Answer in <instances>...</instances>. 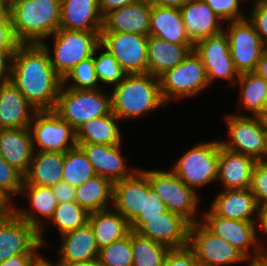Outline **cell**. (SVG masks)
I'll use <instances>...</instances> for the list:
<instances>
[{
  "instance_id": "obj_1",
  "label": "cell",
  "mask_w": 267,
  "mask_h": 266,
  "mask_svg": "<svg viewBox=\"0 0 267 266\" xmlns=\"http://www.w3.org/2000/svg\"><path fill=\"white\" fill-rule=\"evenodd\" d=\"M10 80L37 111L54 110L62 78L42 44L18 46L12 58Z\"/></svg>"
},
{
  "instance_id": "obj_2",
  "label": "cell",
  "mask_w": 267,
  "mask_h": 266,
  "mask_svg": "<svg viewBox=\"0 0 267 266\" xmlns=\"http://www.w3.org/2000/svg\"><path fill=\"white\" fill-rule=\"evenodd\" d=\"M9 10L21 44H41L60 29L61 0H14Z\"/></svg>"
},
{
  "instance_id": "obj_3",
  "label": "cell",
  "mask_w": 267,
  "mask_h": 266,
  "mask_svg": "<svg viewBox=\"0 0 267 266\" xmlns=\"http://www.w3.org/2000/svg\"><path fill=\"white\" fill-rule=\"evenodd\" d=\"M111 111L120 120L137 119L167 105L162 98L160 80L149 73L127 74L113 86Z\"/></svg>"
},
{
  "instance_id": "obj_4",
  "label": "cell",
  "mask_w": 267,
  "mask_h": 266,
  "mask_svg": "<svg viewBox=\"0 0 267 266\" xmlns=\"http://www.w3.org/2000/svg\"><path fill=\"white\" fill-rule=\"evenodd\" d=\"M53 111L77 130L88 120L111 113V96L101 88L75 90L62 85Z\"/></svg>"
},
{
  "instance_id": "obj_5",
  "label": "cell",
  "mask_w": 267,
  "mask_h": 266,
  "mask_svg": "<svg viewBox=\"0 0 267 266\" xmlns=\"http://www.w3.org/2000/svg\"><path fill=\"white\" fill-rule=\"evenodd\" d=\"M51 36L54 42L52 54L46 41L41 44L48 51L50 63L62 79L78 63L93 56L95 47L100 43V32L60 28Z\"/></svg>"
},
{
  "instance_id": "obj_6",
  "label": "cell",
  "mask_w": 267,
  "mask_h": 266,
  "mask_svg": "<svg viewBox=\"0 0 267 266\" xmlns=\"http://www.w3.org/2000/svg\"><path fill=\"white\" fill-rule=\"evenodd\" d=\"M159 80L166 104L173 99L193 97L210 86L204 64L194 50L181 63L162 74Z\"/></svg>"
},
{
  "instance_id": "obj_7",
  "label": "cell",
  "mask_w": 267,
  "mask_h": 266,
  "mask_svg": "<svg viewBox=\"0 0 267 266\" xmlns=\"http://www.w3.org/2000/svg\"><path fill=\"white\" fill-rule=\"evenodd\" d=\"M220 141L201 142L187 150L171 170L190 188L217 181Z\"/></svg>"
},
{
  "instance_id": "obj_8",
  "label": "cell",
  "mask_w": 267,
  "mask_h": 266,
  "mask_svg": "<svg viewBox=\"0 0 267 266\" xmlns=\"http://www.w3.org/2000/svg\"><path fill=\"white\" fill-rule=\"evenodd\" d=\"M149 179V184L166 205L167 210L182 215L191 224L196 223L198 192L188 187L171 169L141 170ZM197 220V221H196Z\"/></svg>"
},
{
  "instance_id": "obj_9",
  "label": "cell",
  "mask_w": 267,
  "mask_h": 266,
  "mask_svg": "<svg viewBox=\"0 0 267 266\" xmlns=\"http://www.w3.org/2000/svg\"><path fill=\"white\" fill-rule=\"evenodd\" d=\"M29 130L34 152H66L78 146L76 130L53 110L36 111Z\"/></svg>"
},
{
  "instance_id": "obj_10",
  "label": "cell",
  "mask_w": 267,
  "mask_h": 266,
  "mask_svg": "<svg viewBox=\"0 0 267 266\" xmlns=\"http://www.w3.org/2000/svg\"><path fill=\"white\" fill-rule=\"evenodd\" d=\"M229 139L220 141L224 148L260 161L266 151L267 131L259 116L229 114L225 116Z\"/></svg>"
},
{
  "instance_id": "obj_11",
  "label": "cell",
  "mask_w": 267,
  "mask_h": 266,
  "mask_svg": "<svg viewBox=\"0 0 267 266\" xmlns=\"http://www.w3.org/2000/svg\"><path fill=\"white\" fill-rule=\"evenodd\" d=\"M200 266H221L249 261L231 243L210 231L201 221L189 228V245Z\"/></svg>"
},
{
  "instance_id": "obj_12",
  "label": "cell",
  "mask_w": 267,
  "mask_h": 266,
  "mask_svg": "<svg viewBox=\"0 0 267 266\" xmlns=\"http://www.w3.org/2000/svg\"><path fill=\"white\" fill-rule=\"evenodd\" d=\"M228 31L231 57L236 70L241 73L255 72L259 59L267 46L262 42L248 18L230 21Z\"/></svg>"
},
{
  "instance_id": "obj_13",
  "label": "cell",
  "mask_w": 267,
  "mask_h": 266,
  "mask_svg": "<svg viewBox=\"0 0 267 266\" xmlns=\"http://www.w3.org/2000/svg\"><path fill=\"white\" fill-rule=\"evenodd\" d=\"M100 43L116 58L127 74L147 73V35L100 32Z\"/></svg>"
},
{
  "instance_id": "obj_14",
  "label": "cell",
  "mask_w": 267,
  "mask_h": 266,
  "mask_svg": "<svg viewBox=\"0 0 267 266\" xmlns=\"http://www.w3.org/2000/svg\"><path fill=\"white\" fill-rule=\"evenodd\" d=\"M38 231L13 211L0 214V262L18 254H40Z\"/></svg>"
},
{
  "instance_id": "obj_15",
  "label": "cell",
  "mask_w": 267,
  "mask_h": 266,
  "mask_svg": "<svg viewBox=\"0 0 267 266\" xmlns=\"http://www.w3.org/2000/svg\"><path fill=\"white\" fill-rule=\"evenodd\" d=\"M201 222L214 234L240 250L249 260L261 253L259 244L262 242L257 235V221H240L218 217L209 209ZM252 247L254 248L253 254L249 252V248Z\"/></svg>"
},
{
  "instance_id": "obj_16",
  "label": "cell",
  "mask_w": 267,
  "mask_h": 266,
  "mask_svg": "<svg viewBox=\"0 0 267 266\" xmlns=\"http://www.w3.org/2000/svg\"><path fill=\"white\" fill-rule=\"evenodd\" d=\"M191 223L182 215L167 210L162 216L146 218L135 232L154 241L165 244L170 249L189 245Z\"/></svg>"
},
{
  "instance_id": "obj_17",
  "label": "cell",
  "mask_w": 267,
  "mask_h": 266,
  "mask_svg": "<svg viewBox=\"0 0 267 266\" xmlns=\"http://www.w3.org/2000/svg\"><path fill=\"white\" fill-rule=\"evenodd\" d=\"M92 164L96 175L109 179L112 183L131 177L137 170L127 167L122 156L121 144H78ZM130 170V171H129Z\"/></svg>"
},
{
  "instance_id": "obj_18",
  "label": "cell",
  "mask_w": 267,
  "mask_h": 266,
  "mask_svg": "<svg viewBox=\"0 0 267 266\" xmlns=\"http://www.w3.org/2000/svg\"><path fill=\"white\" fill-rule=\"evenodd\" d=\"M148 177L138 169L131 177L113 183V208L131 224L144 210Z\"/></svg>"
},
{
  "instance_id": "obj_19",
  "label": "cell",
  "mask_w": 267,
  "mask_h": 266,
  "mask_svg": "<svg viewBox=\"0 0 267 266\" xmlns=\"http://www.w3.org/2000/svg\"><path fill=\"white\" fill-rule=\"evenodd\" d=\"M152 4L143 0L109 11L103 16L101 32L135 33L149 36Z\"/></svg>"
},
{
  "instance_id": "obj_20",
  "label": "cell",
  "mask_w": 267,
  "mask_h": 266,
  "mask_svg": "<svg viewBox=\"0 0 267 266\" xmlns=\"http://www.w3.org/2000/svg\"><path fill=\"white\" fill-rule=\"evenodd\" d=\"M20 194L29 198L30 208L32 209L25 210L20 207L19 209L13 207V212L38 231L39 241L44 245L42 232L45 226L43 222L50 220L58 204L53 194L52 187L30 185L24 181Z\"/></svg>"
},
{
  "instance_id": "obj_21",
  "label": "cell",
  "mask_w": 267,
  "mask_h": 266,
  "mask_svg": "<svg viewBox=\"0 0 267 266\" xmlns=\"http://www.w3.org/2000/svg\"><path fill=\"white\" fill-rule=\"evenodd\" d=\"M215 197L208 209L216 216L240 221L258 220L260 207L249 188L223 189Z\"/></svg>"
},
{
  "instance_id": "obj_22",
  "label": "cell",
  "mask_w": 267,
  "mask_h": 266,
  "mask_svg": "<svg viewBox=\"0 0 267 266\" xmlns=\"http://www.w3.org/2000/svg\"><path fill=\"white\" fill-rule=\"evenodd\" d=\"M36 111L11 80L0 82V129L29 128Z\"/></svg>"
},
{
  "instance_id": "obj_23",
  "label": "cell",
  "mask_w": 267,
  "mask_h": 266,
  "mask_svg": "<svg viewBox=\"0 0 267 266\" xmlns=\"http://www.w3.org/2000/svg\"><path fill=\"white\" fill-rule=\"evenodd\" d=\"M180 10L186 33L194 44L224 30L223 21L203 0H189Z\"/></svg>"
},
{
  "instance_id": "obj_24",
  "label": "cell",
  "mask_w": 267,
  "mask_h": 266,
  "mask_svg": "<svg viewBox=\"0 0 267 266\" xmlns=\"http://www.w3.org/2000/svg\"><path fill=\"white\" fill-rule=\"evenodd\" d=\"M102 24L99 0H61V29L101 32Z\"/></svg>"
},
{
  "instance_id": "obj_25",
  "label": "cell",
  "mask_w": 267,
  "mask_h": 266,
  "mask_svg": "<svg viewBox=\"0 0 267 266\" xmlns=\"http://www.w3.org/2000/svg\"><path fill=\"white\" fill-rule=\"evenodd\" d=\"M256 162L254 158L230 151L220 143L217 181L222 183L224 190L248 189Z\"/></svg>"
},
{
  "instance_id": "obj_26",
  "label": "cell",
  "mask_w": 267,
  "mask_h": 266,
  "mask_svg": "<svg viewBox=\"0 0 267 266\" xmlns=\"http://www.w3.org/2000/svg\"><path fill=\"white\" fill-rule=\"evenodd\" d=\"M0 155L25 175L34 155L29 128L0 129Z\"/></svg>"
},
{
  "instance_id": "obj_27",
  "label": "cell",
  "mask_w": 267,
  "mask_h": 266,
  "mask_svg": "<svg viewBox=\"0 0 267 266\" xmlns=\"http://www.w3.org/2000/svg\"><path fill=\"white\" fill-rule=\"evenodd\" d=\"M194 44L168 43L164 39L148 36L147 73L160 77L181 63L193 50Z\"/></svg>"
},
{
  "instance_id": "obj_28",
  "label": "cell",
  "mask_w": 267,
  "mask_h": 266,
  "mask_svg": "<svg viewBox=\"0 0 267 266\" xmlns=\"http://www.w3.org/2000/svg\"><path fill=\"white\" fill-rule=\"evenodd\" d=\"M99 248L96 243L91 225L74 229L61 235L58 248V263H73L95 260L98 258Z\"/></svg>"
},
{
  "instance_id": "obj_29",
  "label": "cell",
  "mask_w": 267,
  "mask_h": 266,
  "mask_svg": "<svg viewBox=\"0 0 267 266\" xmlns=\"http://www.w3.org/2000/svg\"><path fill=\"white\" fill-rule=\"evenodd\" d=\"M149 35L174 44H194L188 37L181 10L152 5Z\"/></svg>"
},
{
  "instance_id": "obj_30",
  "label": "cell",
  "mask_w": 267,
  "mask_h": 266,
  "mask_svg": "<svg viewBox=\"0 0 267 266\" xmlns=\"http://www.w3.org/2000/svg\"><path fill=\"white\" fill-rule=\"evenodd\" d=\"M64 152H34L24 181L30 185L53 187L62 181Z\"/></svg>"
},
{
  "instance_id": "obj_31",
  "label": "cell",
  "mask_w": 267,
  "mask_h": 266,
  "mask_svg": "<svg viewBox=\"0 0 267 266\" xmlns=\"http://www.w3.org/2000/svg\"><path fill=\"white\" fill-rule=\"evenodd\" d=\"M120 119L113 113L83 123L77 130L78 144H122V133L118 127Z\"/></svg>"
},
{
  "instance_id": "obj_32",
  "label": "cell",
  "mask_w": 267,
  "mask_h": 266,
  "mask_svg": "<svg viewBox=\"0 0 267 266\" xmlns=\"http://www.w3.org/2000/svg\"><path fill=\"white\" fill-rule=\"evenodd\" d=\"M88 223L91 225L99 249L123 238L131 230L128 221L111 208L90 213Z\"/></svg>"
},
{
  "instance_id": "obj_33",
  "label": "cell",
  "mask_w": 267,
  "mask_h": 266,
  "mask_svg": "<svg viewBox=\"0 0 267 266\" xmlns=\"http://www.w3.org/2000/svg\"><path fill=\"white\" fill-rule=\"evenodd\" d=\"M76 203L89 213L105 210L110 206L112 208L113 183L107 178L95 175L76 187Z\"/></svg>"
},
{
  "instance_id": "obj_34",
  "label": "cell",
  "mask_w": 267,
  "mask_h": 266,
  "mask_svg": "<svg viewBox=\"0 0 267 266\" xmlns=\"http://www.w3.org/2000/svg\"><path fill=\"white\" fill-rule=\"evenodd\" d=\"M236 84L240 85L241 107L251 116H259L267 99V81L256 72H246L239 75Z\"/></svg>"
},
{
  "instance_id": "obj_35",
  "label": "cell",
  "mask_w": 267,
  "mask_h": 266,
  "mask_svg": "<svg viewBox=\"0 0 267 266\" xmlns=\"http://www.w3.org/2000/svg\"><path fill=\"white\" fill-rule=\"evenodd\" d=\"M133 266H162L168 246L131 230Z\"/></svg>"
},
{
  "instance_id": "obj_36",
  "label": "cell",
  "mask_w": 267,
  "mask_h": 266,
  "mask_svg": "<svg viewBox=\"0 0 267 266\" xmlns=\"http://www.w3.org/2000/svg\"><path fill=\"white\" fill-rule=\"evenodd\" d=\"M95 175L92 164L79 146L64 152L62 181L76 188Z\"/></svg>"
},
{
  "instance_id": "obj_37",
  "label": "cell",
  "mask_w": 267,
  "mask_h": 266,
  "mask_svg": "<svg viewBox=\"0 0 267 266\" xmlns=\"http://www.w3.org/2000/svg\"><path fill=\"white\" fill-rule=\"evenodd\" d=\"M90 213L76 202L58 203L53 216L48 222L58 228L59 234L85 226L89 222Z\"/></svg>"
},
{
  "instance_id": "obj_38",
  "label": "cell",
  "mask_w": 267,
  "mask_h": 266,
  "mask_svg": "<svg viewBox=\"0 0 267 266\" xmlns=\"http://www.w3.org/2000/svg\"><path fill=\"white\" fill-rule=\"evenodd\" d=\"M99 49L103 50L100 54L97 53ZM93 56L99 84L101 82L106 85L112 84L116 86L126 77L127 73L117 62L116 58L101 43L95 47Z\"/></svg>"
},
{
  "instance_id": "obj_39",
  "label": "cell",
  "mask_w": 267,
  "mask_h": 266,
  "mask_svg": "<svg viewBox=\"0 0 267 266\" xmlns=\"http://www.w3.org/2000/svg\"><path fill=\"white\" fill-rule=\"evenodd\" d=\"M97 259L102 266H133L131 230L123 238L99 249Z\"/></svg>"
},
{
  "instance_id": "obj_40",
  "label": "cell",
  "mask_w": 267,
  "mask_h": 266,
  "mask_svg": "<svg viewBox=\"0 0 267 266\" xmlns=\"http://www.w3.org/2000/svg\"><path fill=\"white\" fill-rule=\"evenodd\" d=\"M67 82H69V84L70 82L72 83L69 86H66ZM62 85L75 90L99 89L100 85L96 77L94 56H91L74 66L62 79Z\"/></svg>"
},
{
  "instance_id": "obj_41",
  "label": "cell",
  "mask_w": 267,
  "mask_h": 266,
  "mask_svg": "<svg viewBox=\"0 0 267 266\" xmlns=\"http://www.w3.org/2000/svg\"><path fill=\"white\" fill-rule=\"evenodd\" d=\"M193 50L201 61L232 59L229 39L224 30L217 35L199 40L194 44Z\"/></svg>"
},
{
  "instance_id": "obj_42",
  "label": "cell",
  "mask_w": 267,
  "mask_h": 266,
  "mask_svg": "<svg viewBox=\"0 0 267 266\" xmlns=\"http://www.w3.org/2000/svg\"><path fill=\"white\" fill-rule=\"evenodd\" d=\"M24 175L0 155V190L11 200L21 193Z\"/></svg>"
},
{
  "instance_id": "obj_43",
  "label": "cell",
  "mask_w": 267,
  "mask_h": 266,
  "mask_svg": "<svg viewBox=\"0 0 267 266\" xmlns=\"http://www.w3.org/2000/svg\"><path fill=\"white\" fill-rule=\"evenodd\" d=\"M206 69L207 79L211 85L217 78L230 81V85L235 86L239 79V72L236 70L233 59L218 61H202Z\"/></svg>"
},
{
  "instance_id": "obj_44",
  "label": "cell",
  "mask_w": 267,
  "mask_h": 266,
  "mask_svg": "<svg viewBox=\"0 0 267 266\" xmlns=\"http://www.w3.org/2000/svg\"><path fill=\"white\" fill-rule=\"evenodd\" d=\"M166 211V205L163 203L162 199L154 193L150 187L148 179V194H144V210L130 224V229L136 231L144 222H146V218L162 216V213Z\"/></svg>"
},
{
  "instance_id": "obj_45",
  "label": "cell",
  "mask_w": 267,
  "mask_h": 266,
  "mask_svg": "<svg viewBox=\"0 0 267 266\" xmlns=\"http://www.w3.org/2000/svg\"><path fill=\"white\" fill-rule=\"evenodd\" d=\"M213 12L223 21H237L247 17L241 13L240 0H203ZM244 1V0H243Z\"/></svg>"
},
{
  "instance_id": "obj_46",
  "label": "cell",
  "mask_w": 267,
  "mask_h": 266,
  "mask_svg": "<svg viewBox=\"0 0 267 266\" xmlns=\"http://www.w3.org/2000/svg\"><path fill=\"white\" fill-rule=\"evenodd\" d=\"M249 189L259 207L267 204V165L261 161H257L254 165Z\"/></svg>"
},
{
  "instance_id": "obj_47",
  "label": "cell",
  "mask_w": 267,
  "mask_h": 266,
  "mask_svg": "<svg viewBox=\"0 0 267 266\" xmlns=\"http://www.w3.org/2000/svg\"><path fill=\"white\" fill-rule=\"evenodd\" d=\"M162 266H200V264L193 250L186 246L170 249Z\"/></svg>"
},
{
  "instance_id": "obj_48",
  "label": "cell",
  "mask_w": 267,
  "mask_h": 266,
  "mask_svg": "<svg viewBox=\"0 0 267 266\" xmlns=\"http://www.w3.org/2000/svg\"><path fill=\"white\" fill-rule=\"evenodd\" d=\"M253 5L247 18L253 24L262 42L267 46V4L254 1Z\"/></svg>"
},
{
  "instance_id": "obj_49",
  "label": "cell",
  "mask_w": 267,
  "mask_h": 266,
  "mask_svg": "<svg viewBox=\"0 0 267 266\" xmlns=\"http://www.w3.org/2000/svg\"><path fill=\"white\" fill-rule=\"evenodd\" d=\"M21 43L17 40L12 22L10 11L0 12V48L17 49Z\"/></svg>"
},
{
  "instance_id": "obj_50",
  "label": "cell",
  "mask_w": 267,
  "mask_h": 266,
  "mask_svg": "<svg viewBox=\"0 0 267 266\" xmlns=\"http://www.w3.org/2000/svg\"><path fill=\"white\" fill-rule=\"evenodd\" d=\"M57 203L76 202V188L71 184L61 181L52 187Z\"/></svg>"
},
{
  "instance_id": "obj_51",
  "label": "cell",
  "mask_w": 267,
  "mask_h": 266,
  "mask_svg": "<svg viewBox=\"0 0 267 266\" xmlns=\"http://www.w3.org/2000/svg\"><path fill=\"white\" fill-rule=\"evenodd\" d=\"M16 50L0 48V82L11 79L12 58Z\"/></svg>"
},
{
  "instance_id": "obj_52",
  "label": "cell",
  "mask_w": 267,
  "mask_h": 266,
  "mask_svg": "<svg viewBox=\"0 0 267 266\" xmlns=\"http://www.w3.org/2000/svg\"><path fill=\"white\" fill-rule=\"evenodd\" d=\"M40 254H18L0 262V266H33Z\"/></svg>"
},
{
  "instance_id": "obj_53",
  "label": "cell",
  "mask_w": 267,
  "mask_h": 266,
  "mask_svg": "<svg viewBox=\"0 0 267 266\" xmlns=\"http://www.w3.org/2000/svg\"><path fill=\"white\" fill-rule=\"evenodd\" d=\"M143 0H99V8L102 16L111 10L131 5Z\"/></svg>"
},
{
  "instance_id": "obj_54",
  "label": "cell",
  "mask_w": 267,
  "mask_h": 266,
  "mask_svg": "<svg viewBox=\"0 0 267 266\" xmlns=\"http://www.w3.org/2000/svg\"><path fill=\"white\" fill-rule=\"evenodd\" d=\"M257 224H259L257 229H260L259 231L264 232L267 237V204L260 207ZM259 246L262 253H267V248L264 247V244H259Z\"/></svg>"
},
{
  "instance_id": "obj_55",
  "label": "cell",
  "mask_w": 267,
  "mask_h": 266,
  "mask_svg": "<svg viewBox=\"0 0 267 266\" xmlns=\"http://www.w3.org/2000/svg\"><path fill=\"white\" fill-rule=\"evenodd\" d=\"M152 5L180 9L189 0H148Z\"/></svg>"
},
{
  "instance_id": "obj_56",
  "label": "cell",
  "mask_w": 267,
  "mask_h": 266,
  "mask_svg": "<svg viewBox=\"0 0 267 266\" xmlns=\"http://www.w3.org/2000/svg\"><path fill=\"white\" fill-rule=\"evenodd\" d=\"M12 200H10L1 190H0V214H6L13 211Z\"/></svg>"
},
{
  "instance_id": "obj_57",
  "label": "cell",
  "mask_w": 267,
  "mask_h": 266,
  "mask_svg": "<svg viewBox=\"0 0 267 266\" xmlns=\"http://www.w3.org/2000/svg\"><path fill=\"white\" fill-rule=\"evenodd\" d=\"M255 72L267 81V48L263 51Z\"/></svg>"
},
{
  "instance_id": "obj_58",
  "label": "cell",
  "mask_w": 267,
  "mask_h": 266,
  "mask_svg": "<svg viewBox=\"0 0 267 266\" xmlns=\"http://www.w3.org/2000/svg\"><path fill=\"white\" fill-rule=\"evenodd\" d=\"M249 266H267V253H260L254 259L248 261Z\"/></svg>"
},
{
  "instance_id": "obj_59",
  "label": "cell",
  "mask_w": 267,
  "mask_h": 266,
  "mask_svg": "<svg viewBox=\"0 0 267 266\" xmlns=\"http://www.w3.org/2000/svg\"><path fill=\"white\" fill-rule=\"evenodd\" d=\"M60 266H102L98 259L85 261V262H73V263H59Z\"/></svg>"
},
{
  "instance_id": "obj_60",
  "label": "cell",
  "mask_w": 267,
  "mask_h": 266,
  "mask_svg": "<svg viewBox=\"0 0 267 266\" xmlns=\"http://www.w3.org/2000/svg\"><path fill=\"white\" fill-rule=\"evenodd\" d=\"M33 266H60V265L58 262H56V264L52 263L43 256L41 257L40 255L39 258L33 263Z\"/></svg>"
},
{
  "instance_id": "obj_61",
  "label": "cell",
  "mask_w": 267,
  "mask_h": 266,
  "mask_svg": "<svg viewBox=\"0 0 267 266\" xmlns=\"http://www.w3.org/2000/svg\"><path fill=\"white\" fill-rule=\"evenodd\" d=\"M1 11H10L9 4L6 2V0H0V12Z\"/></svg>"
},
{
  "instance_id": "obj_62",
  "label": "cell",
  "mask_w": 267,
  "mask_h": 266,
  "mask_svg": "<svg viewBox=\"0 0 267 266\" xmlns=\"http://www.w3.org/2000/svg\"><path fill=\"white\" fill-rule=\"evenodd\" d=\"M263 164L267 165V143H266V151L262 159L260 160Z\"/></svg>"
},
{
  "instance_id": "obj_63",
  "label": "cell",
  "mask_w": 267,
  "mask_h": 266,
  "mask_svg": "<svg viewBox=\"0 0 267 266\" xmlns=\"http://www.w3.org/2000/svg\"><path fill=\"white\" fill-rule=\"evenodd\" d=\"M259 116H267V99L262 113Z\"/></svg>"
},
{
  "instance_id": "obj_64",
  "label": "cell",
  "mask_w": 267,
  "mask_h": 266,
  "mask_svg": "<svg viewBox=\"0 0 267 266\" xmlns=\"http://www.w3.org/2000/svg\"><path fill=\"white\" fill-rule=\"evenodd\" d=\"M259 117L264 121L266 131H267V116H259Z\"/></svg>"
},
{
  "instance_id": "obj_65",
  "label": "cell",
  "mask_w": 267,
  "mask_h": 266,
  "mask_svg": "<svg viewBox=\"0 0 267 266\" xmlns=\"http://www.w3.org/2000/svg\"><path fill=\"white\" fill-rule=\"evenodd\" d=\"M255 1L262 2V3L267 4V0H255Z\"/></svg>"
},
{
  "instance_id": "obj_66",
  "label": "cell",
  "mask_w": 267,
  "mask_h": 266,
  "mask_svg": "<svg viewBox=\"0 0 267 266\" xmlns=\"http://www.w3.org/2000/svg\"><path fill=\"white\" fill-rule=\"evenodd\" d=\"M12 1H14V0H6V2L9 4V3H11Z\"/></svg>"
}]
</instances>
